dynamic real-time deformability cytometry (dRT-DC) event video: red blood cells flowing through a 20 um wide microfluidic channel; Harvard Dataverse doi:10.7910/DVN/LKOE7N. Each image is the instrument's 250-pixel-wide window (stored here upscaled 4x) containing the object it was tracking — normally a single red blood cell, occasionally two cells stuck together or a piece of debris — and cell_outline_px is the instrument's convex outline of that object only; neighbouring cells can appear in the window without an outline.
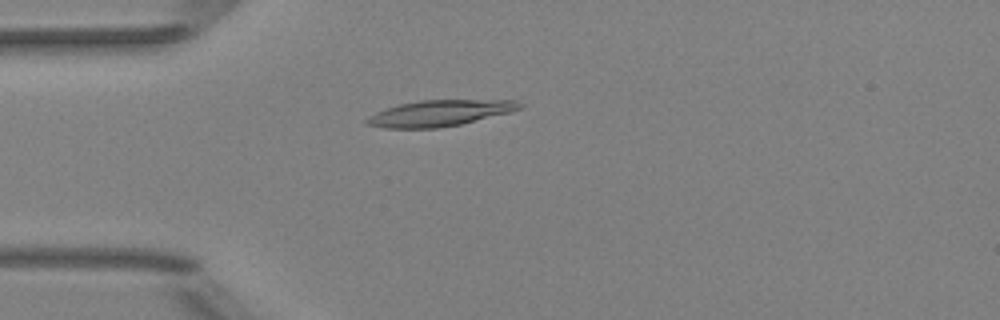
{"species": "Egyptian fruit bat (a non-hibernating species)", "species_latin": "Rousettus aegyptiacus", "temperature_condition": "room temperature", "stored_images_in_passage": 51, "camera_frame_rate_fps": 3000, "um_per_image_px": 0.085, "animal": {"sex": "female"}, "frame": {"image": 1, "passage_image": 14, "time_ms": 4.333, "image_size_px": [1000, 320], "cell_outline_px": [[524, 108], [460, 124], [436, 128], [384, 128], [364, 124], [364, 120], [368, 116], [376, 112], [400, 104], [420, 100], [516, 100], [524, 104]], "centroid_in_image_um": [37.35, 9.61], "position_along_channel_um": 47.7, "area_um2": 23.06}}
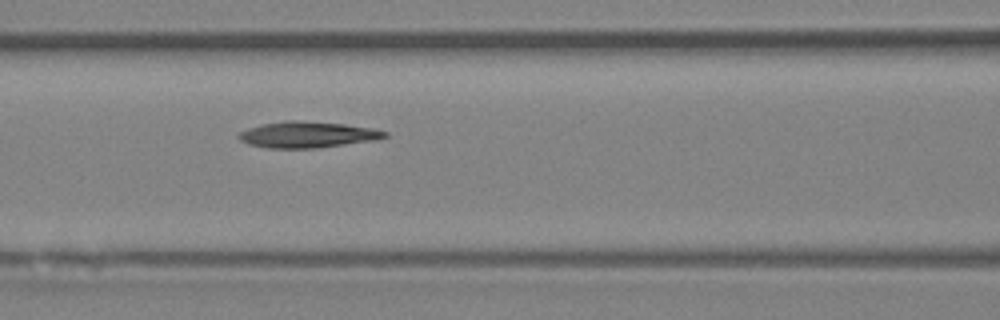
{"frame": {"image": 2, "passage_image": 22, "time_ms": 7.0, "image_size_px": [1000, 320], "cell_outline_px": [[388, 136], [376, 140], [316, 148], [268, 148], [248, 144], [240, 140], [236, 136], [240, 132], [248, 128], [264, 124], [288, 120], [304, 120], [344, 124], [372, 128], [388, 132]], "centroid_in_image_um": [26.14, 11.44], "position_along_channel_um": 140.5, "area_um2": 22.25}}
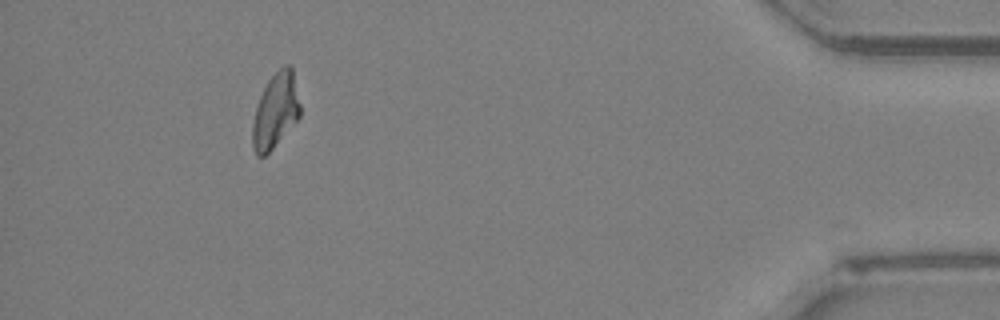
{"frame": {"image": 3, "passage_image": 47, "time_ms": 15.333, "image_size_px": [1000, 320], "cell_outline_px": [[300, 116], [272, 148], [264, 156], [256, 156], [252, 148], [252, 124], [256, 108], [260, 96], [268, 80], [284, 64], [288, 64], [292, 68], [300, 104]], "centroid_in_image_um": [23.4, 9.42], "position_along_channel_um": 411.8, "area_um2": 20.46}}